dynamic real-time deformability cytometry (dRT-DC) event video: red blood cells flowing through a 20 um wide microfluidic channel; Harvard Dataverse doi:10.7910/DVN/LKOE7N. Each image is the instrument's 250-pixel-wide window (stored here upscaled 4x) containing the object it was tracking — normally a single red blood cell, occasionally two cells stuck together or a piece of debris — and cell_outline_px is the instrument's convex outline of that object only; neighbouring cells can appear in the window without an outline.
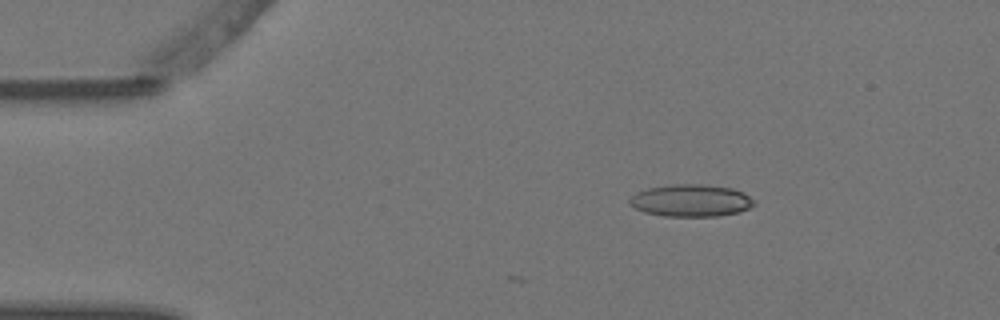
{"species": "Egyptian fruit bat (a non-hibernating species)", "species_latin": "Rousettus aegyptiacus", "temperature_condition": "warm", "stored_images_in_passage": 5, "camera_frame_rate_fps": 3000, "um_per_image_px": 0.085, "animal": {"sex": "female"}, "frame": {"image": 1, "passage_image": 3, "time_ms": 0.667, "image_size_px": [1000, 320], "cell_outline_px": [[756, 204], [740, 212], [716, 216], [664, 216], [644, 212], [628, 204], [628, 200], [636, 192], [648, 188], [676, 184], [704, 184], [732, 188], [744, 192], [756, 200]], "centroid_in_image_um": [58.76, 17.04], "position_along_channel_um": 26.2, "area_um2": 23.52}}